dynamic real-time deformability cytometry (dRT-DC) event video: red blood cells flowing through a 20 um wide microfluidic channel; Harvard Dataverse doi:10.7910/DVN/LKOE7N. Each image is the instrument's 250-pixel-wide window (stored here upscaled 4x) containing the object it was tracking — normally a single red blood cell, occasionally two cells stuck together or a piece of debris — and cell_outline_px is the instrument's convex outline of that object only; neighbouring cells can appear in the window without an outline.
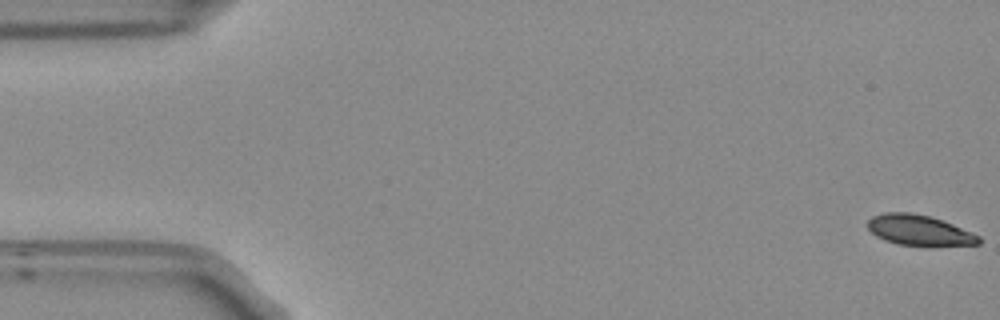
{"species": "Egyptian fruit bat (a non-hibernating species)", "species_latin": "Rousettus aegyptiacus", "temperature_condition": "room temperature", "stored_images_in_passage": 54, "camera_frame_rate_fps": 3000, "um_per_image_px": 0.085, "frame": {"image": 1, "passage_image": 1, "time_ms": 0.0, "image_size_px": [1000, 320], "cell_outline_px": [[980, 244], [900, 244], [884, 240], [876, 236], [868, 228], [868, 220], [872, 216], [884, 212], [912, 212], [932, 216], [944, 220], [972, 232], [980, 236]], "centroid_in_image_um": [78.11, 19.52], "position_along_channel_um": 6.9, "area_um2": 19.36}}
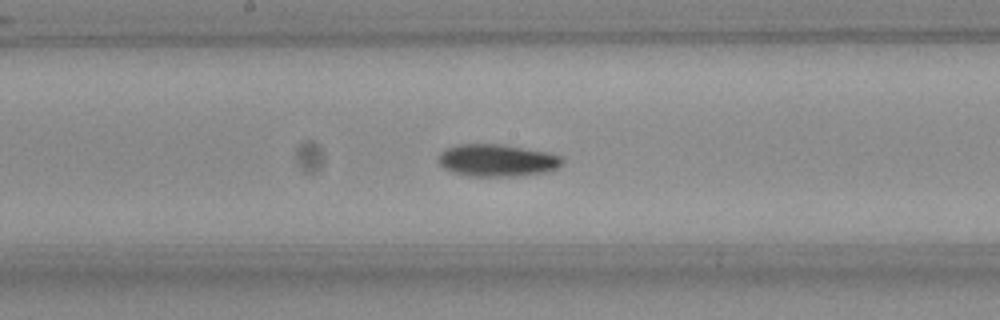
{"frame": {"image": 2, "passage_image": 28, "time_ms": 9.0, "image_size_px": [1000, 320], "cell_outline_px": [[564, 160], [560, 168], [548, 172], [516, 176], [468, 176], [452, 172], [444, 168], [440, 164], [440, 152], [448, 148], [460, 144], [504, 144], [548, 152], [560, 156]], "centroid_in_image_um": [42.31, 13.63], "position_along_channel_um": 205.9, "area_um2": 23.41}}
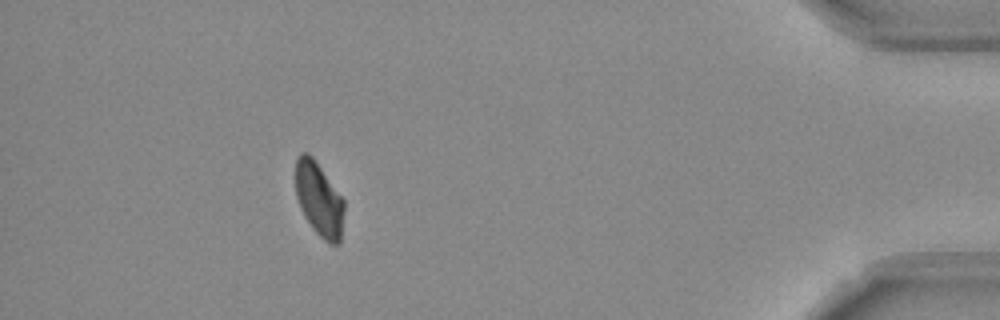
{"frame": {"image": 3, "passage_image": 49, "time_ms": 16.0, "image_size_px": [1000, 320], "cell_outline_px": [[344, 212], [340, 240], [336, 244], [328, 244], [312, 228], [304, 216], [300, 208], [296, 196], [296, 156], [300, 152], [308, 152], [312, 156], [344, 200]], "centroid_in_image_um": [27.1, 16.93], "position_along_channel_um": 408.1, "area_um2": 20.87}, "authors_computed_cell_mechanics": {"area_um2": 21.9351, "velocity_mm_per_s": 3.7282, "shape_relaxation_time_tau1_ms": 4.6573, "shape_relaxation_time_tau2_ms": null, "deformation_change_tau1": 0.1171, "deformation_change_tau2": null}}